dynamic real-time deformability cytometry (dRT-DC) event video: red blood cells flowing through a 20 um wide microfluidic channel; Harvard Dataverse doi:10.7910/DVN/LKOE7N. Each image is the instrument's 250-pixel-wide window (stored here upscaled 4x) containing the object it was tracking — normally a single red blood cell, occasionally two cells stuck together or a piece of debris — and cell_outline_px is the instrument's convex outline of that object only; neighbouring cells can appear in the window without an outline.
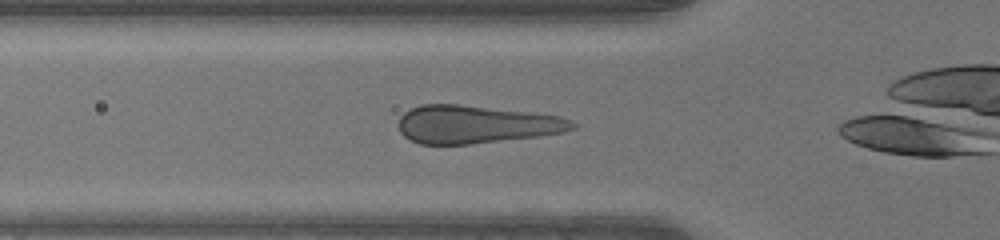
{"species": "human", "species_latin": "Homo sapiens", "temperature_condition": "warm", "stored_images_in_passage": 25, "camera_frame_rate_fps": 3000, "um_per_image_px": 0.085, "donor": {"sex": "male"}, "frame": {"image": 1, "passage_image": 3, "time_ms": 0.667, "image_size_px": [1000, 240], "cell_outline_px": [[580, 124], [576, 128], [560, 132], [540, 136], [472, 144], [420, 144], [404, 136], [400, 132], [400, 116], [404, 112], [420, 104], [456, 104], [532, 112], [560, 116]], "centroid_in_image_um": [40.48, 10.57], "position_along_channel_um": 85.3, "area_um2": 38.44}}
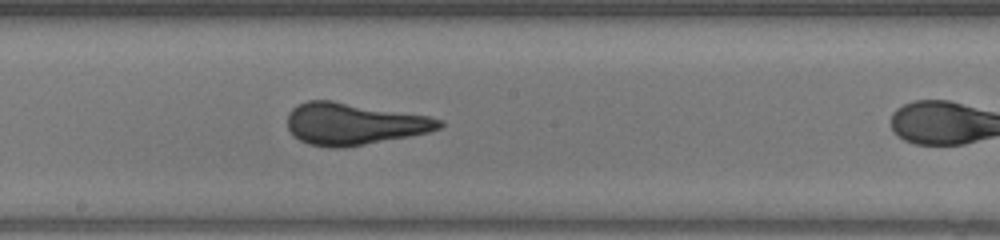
{"frame": {"image": 2, "passage_image": 12, "time_ms": 3.667, "image_size_px": [1000, 240], "cell_outline_px": [[444, 124], [440, 128], [428, 132], [408, 136], [344, 148], [328, 148], [308, 144], [292, 136], [288, 128], [288, 112], [292, 108], [308, 100], [332, 100], [428, 116], [444, 120]], "centroid_in_image_um": [30.04, 10.53], "position_along_channel_um": 218.2, "area_um2": 37.05}}
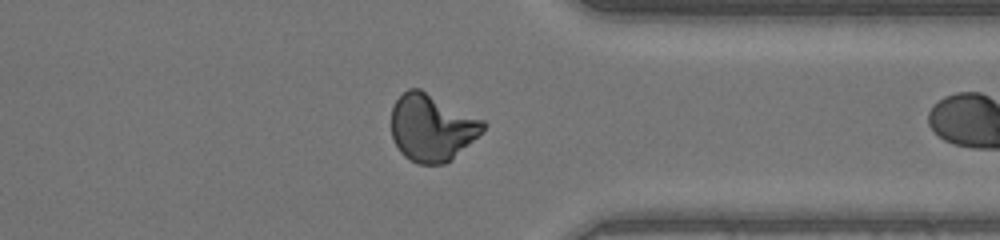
{"frame": {"image": 3, "passage_image": 23, "time_ms": 7.333, "image_size_px": [1000, 240], "cell_outline_px": [[488, 124], [452, 160], [444, 164], [416, 164], [404, 156], [400, 152], [392, 136], [392, 108], [396, 100], [408, 88], [420, 88], [484, 120]], "centroid_in_image_um": [36.69, 10.84], "position_along_channel_um": 374.7, "area_um2": 35.72}}